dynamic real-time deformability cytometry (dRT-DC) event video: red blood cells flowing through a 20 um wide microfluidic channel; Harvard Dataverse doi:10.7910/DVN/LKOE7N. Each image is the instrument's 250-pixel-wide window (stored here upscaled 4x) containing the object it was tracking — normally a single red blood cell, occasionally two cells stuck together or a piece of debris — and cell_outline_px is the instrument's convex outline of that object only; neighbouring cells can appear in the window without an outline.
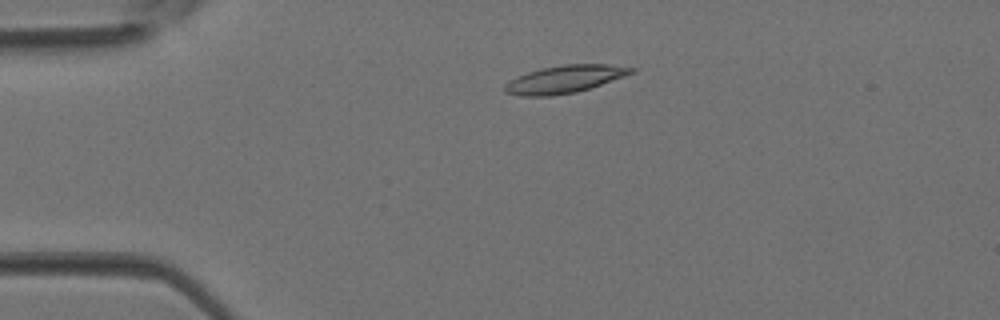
{"species": "Egyptian fruit bat (a non-hibernating species)", "species_latin": "Rousettus aegyptiacus", "temperature_condition": "room temperature", "stored_images_in_passage": 3, "camera_frame_rate_fps": 3000, "um_per_image_px": 0.085, "animal": {"sex": "female"}, "frame": {"image": 1, "passage_image": 2, "time_ms": 0.333, "image_size_px": [1000, 320], "cell_outline_px": [[636, 72], [576, 92], [552, 96], [520, 96], [504, 92], [504, 84], [508, 80], [528, 72], [540, 68], [564, 64], [608, 64], [636, 68]], "centroid_in_image_um": [47.96, 6.73], "position_along_channel_um": 37.0, "area_um2": 20.35}}